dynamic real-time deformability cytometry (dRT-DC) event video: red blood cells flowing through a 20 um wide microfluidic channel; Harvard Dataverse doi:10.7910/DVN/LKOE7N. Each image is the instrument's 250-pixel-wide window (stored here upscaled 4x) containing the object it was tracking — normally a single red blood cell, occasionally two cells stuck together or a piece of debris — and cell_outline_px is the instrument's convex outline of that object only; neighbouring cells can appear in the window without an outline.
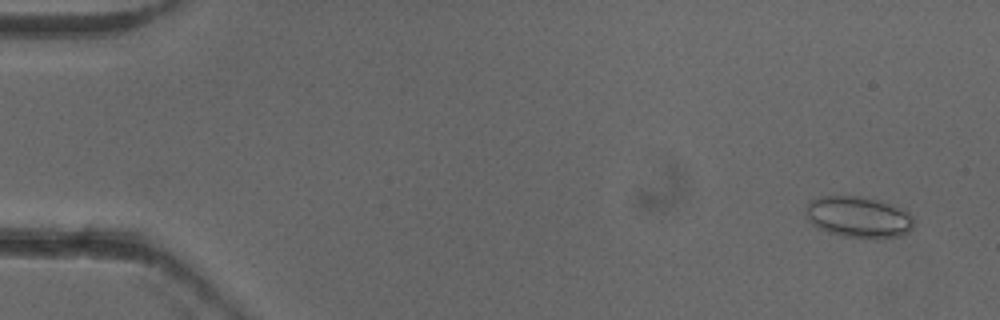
{"species": "common noctule bat (a hibernating species)", "species_latin": "Nyctalus noctula", "temperature_condition": "cold", "stored_images_in_passage": 54, "camera_frame_rate_fps": 3000, "um_per_image_px": 0.085, "animal": {"sex": "female"}, "frame": {"image": 1, "passage_image": 4, "time_ms": 1.0, "image_size_px": [1000, 320], "cell_outline_px": [[916, 224], [904, 236], [872, 240], [844, 236], [828, 232], [812, 224], [808, 220], [804, 212], [808, 200], [820, 196], [856, 196], [876, 200], [888, 204], [908, 212], [912, 216]], "centroid_in_image_um": [72.97, 18.48], "position_along_channel_um": 12.0, "area_um2": 26.36}}
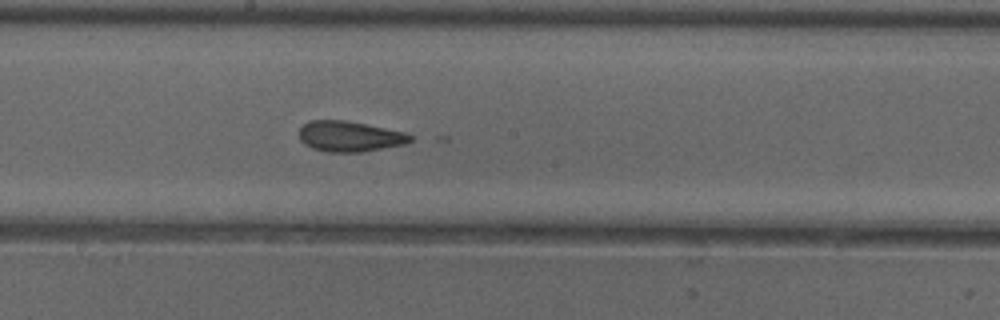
{"frame": {"image": 2, "passage_image": 30, "time_ms": 9.667, "image_size_px": [1000, 320], "cell_outline_px": [[412, 140], [404, 144], [360, 152], [328, 152], [312, 148], [304, 144], [300, 140], [300, 128], [308, 120], [344, 120], [408, 132], [412, 136]], "centroid_in_image_um": [29.72, 11.58], "position_along_channel_um": 218.5, "area_um2": 19.77}}
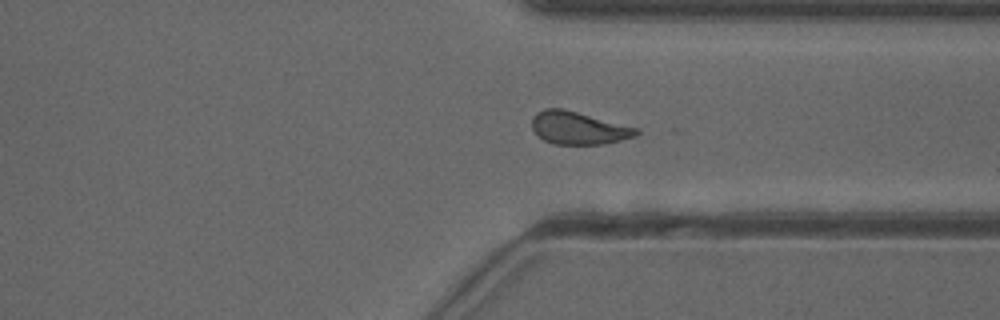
{"frame": {"image": 3, "passage_image": 41, "time_ms": 13.333, "image_size_px": [1000, 320], "cell_outline_px": [[640, 132], [636, 136], [604, 144], [552, 144], [536, 136], [532, 128], [532, 116], [536, 112], [544, 108], [564, 108], [640, 128]], "centroid_in_image_um": [49.16, 10.87], "position_along_channel_um": 362.2, "area_um2": 20.29}}